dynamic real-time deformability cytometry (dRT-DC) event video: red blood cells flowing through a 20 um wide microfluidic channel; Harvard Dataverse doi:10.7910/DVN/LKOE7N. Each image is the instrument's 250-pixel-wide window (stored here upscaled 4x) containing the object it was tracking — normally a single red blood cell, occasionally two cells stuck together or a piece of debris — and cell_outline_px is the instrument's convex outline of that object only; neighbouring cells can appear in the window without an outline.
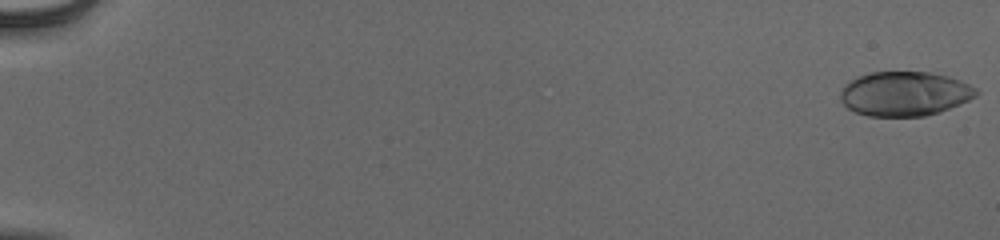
{"species": "human", "species_latin": "Homo sapiens", "temperature_condition": "cold", "stored_images_in_passage": 56, "segment_of_instrument_passage": [1, 2], "camera_frame_rate_fps": 3000, "um_per_image_px": 0.085, "donor": {"sex": "male"}, "frame": {"image": 1, "passage_image": 1, "time_ms": 0.0, "image_size_px": [1000, 240], "cell_outline_px": [[980, 92], [976, 96], [968, 100], [940, 112], [924, 116], [868, 116], [856, 112], [848, 108], [840, 100], [840, 92], [844, 84], [856, 76], [872, 72], [928, 72], [948, 76], [960, 80], [976, 88]], "centroid_in_image_um": [76.87, 7.96], "position_along_channel_um": 8.1, "area_um2": 35.26}}
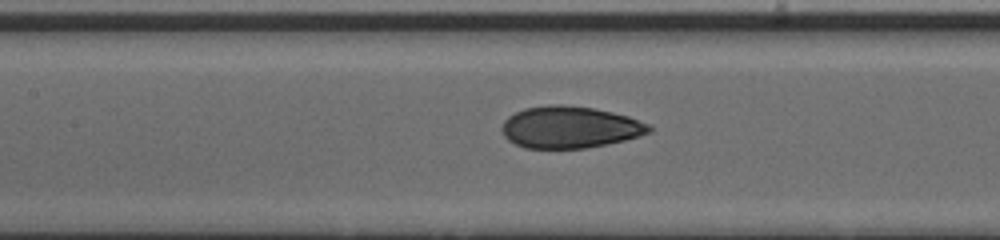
{"frame": {"image": 2, "passage_image": 28, "time_ms": 9.0, "image_size_px": [1000, 240], "cell_outline_px": [[652, 132], [640, 136], [608, 144], [584, 148], [524, 148], [508, 140], [504, 136], [500, 128], [504, 120], [508, 116], [524, 108], [548, 104], [564, 104], [592, 108], [612, 112], [628, 116], [648, 124], [652, 128]], "centroid_in_image_um": [48.42, 10.81], "position_along_channel_um": 159.0, "area_um2": 36.07}}
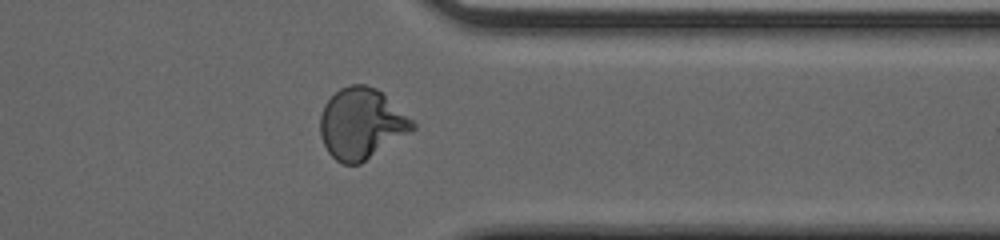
{"frame": {"image": 3, "passage_image": 45, "time_ms": 14.667, "image_size_px": [1000, 240], "cell_outline_px": [[416, 128], [412, 132], [360, 164], [344, 164], [336, 160], [328, 152], [320, 136], [320, 116], [324, 104], [340, 88], [348, 84], [364, 84], [376, 88], [412, 120], [416, 124]], "centroid_in_image_um": [30.71, 10.52], "position_along_channel_um": 380.7, "area_um2": 38.03}}